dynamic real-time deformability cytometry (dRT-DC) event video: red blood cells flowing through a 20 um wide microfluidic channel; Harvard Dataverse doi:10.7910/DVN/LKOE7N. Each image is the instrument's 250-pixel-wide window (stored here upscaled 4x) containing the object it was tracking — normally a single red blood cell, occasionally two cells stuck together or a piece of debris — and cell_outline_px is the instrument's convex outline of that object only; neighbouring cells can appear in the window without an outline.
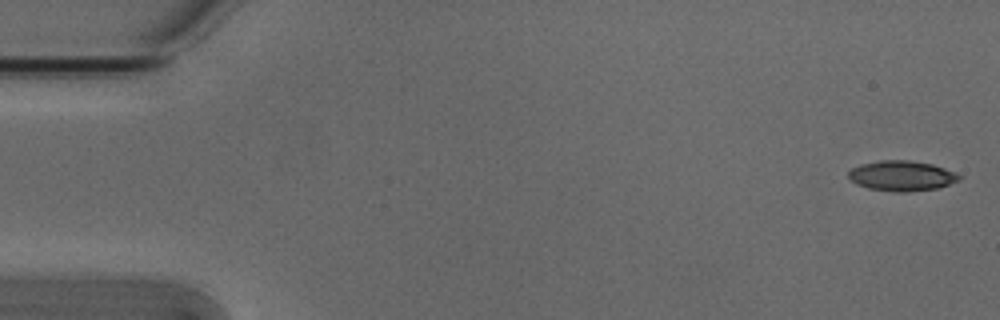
{"species": "Egyptian fruit bat (a non-hibernating species)", "species_latin": "Rousettus aegyptiacus", "temperature_condition": "cold", "stored_images_in_passage": 4, "camera_frame_rate_fps": 3000, "um_per_image_px": 0.085, "animal": {"sex": "male"}, "frame": {"image": 1, "passage_image": 1, "time_ms": 0.0, "image_size_px": [1000, 320], "cell_outline_px": [[960, 180], [940, 188], [908, 192], [896, 192], [868, 188], [856, 184], [848, 176], [848, 172], [852, 168], [860, 164], [880, 160], [908, 160], [932, 164], [944, 168], [960, 176]], "centroid_in_image_um": [76.63, 14.95], "position_along_channel_um": 8.4, "area_um2": 19.48}}
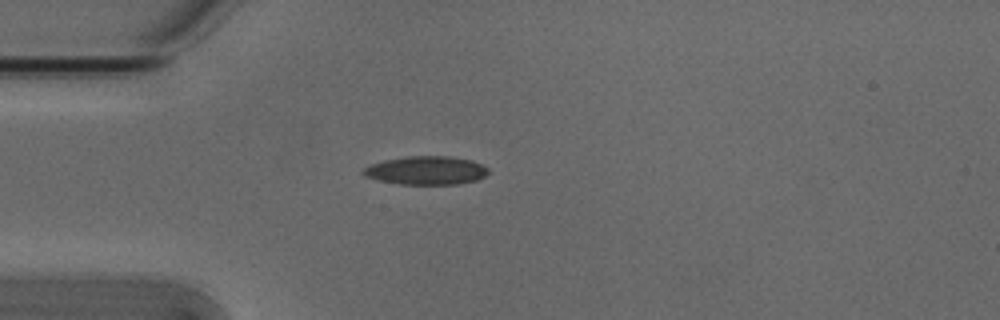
{"frame": {"image": 2, "passage_image": 4, "time_ms": 1.0, "image_size_px": [1000, 320], "cell_outline_px": [[488, 172], [484, 176], [476, 180], [456, 184], [400, 184], [380, 180], [364, 176], [360, 172], [364, 168], [372, 164], [384, 160], [408, 156], [448, 156], [472, 160], [488, 168]], "centroid_in_image_um": [36.21, 14.48], "position_along_channel_um": 48.8, "area_um2": 20.58}}